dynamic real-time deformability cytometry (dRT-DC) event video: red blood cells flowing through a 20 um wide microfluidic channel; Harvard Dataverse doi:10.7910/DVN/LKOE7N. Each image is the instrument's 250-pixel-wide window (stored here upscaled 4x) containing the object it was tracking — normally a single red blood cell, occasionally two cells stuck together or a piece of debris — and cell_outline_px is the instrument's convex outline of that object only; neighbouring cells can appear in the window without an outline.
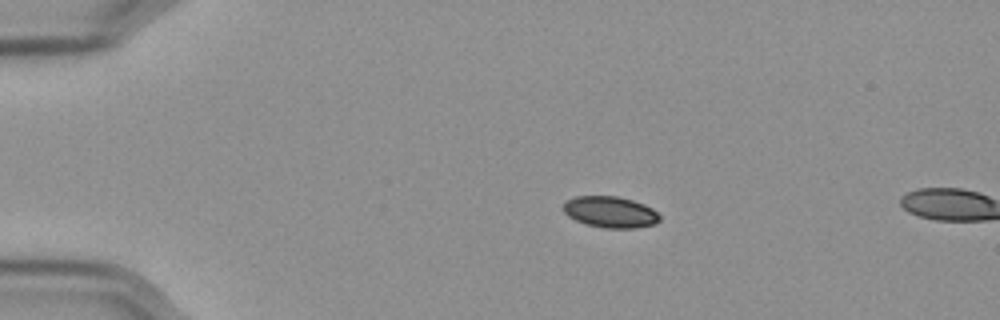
{"species": "Egyptian fruit bat (a non-hibernating species)", "species_latin": "Rousettus aegyptiacus", "temperature_condition": "cold", "stored_images_in_passage": 4, "camera_frame_rate_fps": 3000, "um_per_image_px": 0.085, "frame": {"image": 1, "passage_image": 1, "time_ms": 0.0, "image_size_px": [1000, 320], "cell_outline_px": [[660, 220], [656, 224], [636, 228], [604, 228], [588, 224], [576, 220], [568, 216], [564, 212], [564, 204], [568, 200], [576, 196], [616, 196], [632, 200], [644, 204], [652, 208], [660, 216]], "centroid_in_image_um": [51.91, 18.03], "position_along_channel_um": 33.1, "area_um2": 17.46}}